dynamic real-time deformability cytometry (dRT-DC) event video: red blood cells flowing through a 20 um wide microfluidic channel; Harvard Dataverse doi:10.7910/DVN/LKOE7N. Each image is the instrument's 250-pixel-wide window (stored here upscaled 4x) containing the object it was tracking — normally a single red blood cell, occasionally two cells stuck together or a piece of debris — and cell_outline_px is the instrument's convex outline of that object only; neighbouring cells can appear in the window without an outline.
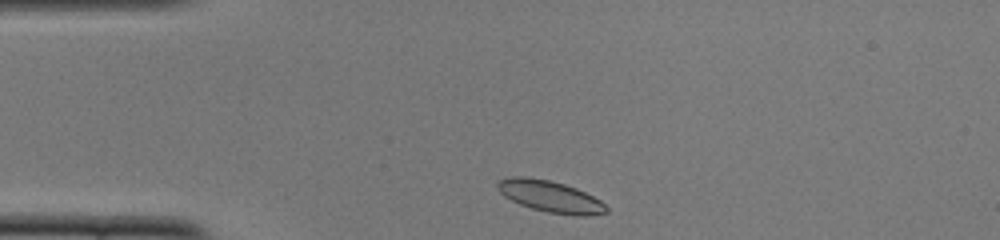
{"species": "common noctule bat (a hibernating species)", "species_latin": "Nyctalus noctula", "temperature_condition": "cold", "stored_images_in_passage": 41, "camera_frame_rate_fps": 3000, "um_per_image_px": 0.085, "animal": {"sex": "female", "body_mass_g": 22.0, "forearm_length_mm": 56.7}, "frame": {"image": 1, "passage_image": 1, "time_ms": 0.0, "image_size_px": [1000, 240], "cell_outline_px": [[608, 212], [588, 216], [576, 216], [548, 212], [532, 208], [520, 204], [504, 196], [496, 188], [496, 180], [512, 176], [528, 176], [548, 180], [564, 184], [576, 188], [600, 200], [608, 208]], "centroid_in_image_um": [46.74, 16.69], "position_along_channel_um": 38.3, "area_um2": 20.06}}
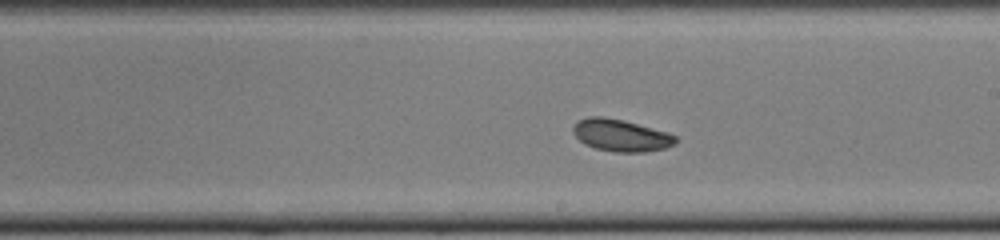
{"frame": {"image": 2, "passage_image": 19, "time_ms": 6.0, "image_size_px": [1000, 240], "cell_outline_px": [[676, 144], [664, 148], [644, 152], [616, 152], [596, 148], [584, 144], [572, 132], [572, 128], [576, 120], [588, 116], [600, 116], [624, 120], [668, 132], [676, 136]], "centroid_in_image_um": [52.75, 11.49], "position_along_channel_um": 236.2, "area_um2": 19.25}}
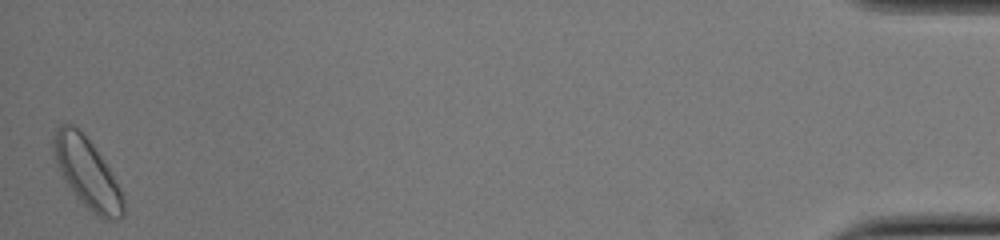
{"frame": {"image": 3, "passage_image": 41, "time_ms": 13.333, "image_size_px": [1000, 240], "cell_outline_px": [[124, 216], [120, 220], [104, 220], [96, 216], [76, 196], [68, 184], [56, 164], [52, 148], [52, 144], [56, 128], [60, 124], [72, 124], [92, 144], [108, 168], [120, 188], [124, 200]], "centroid_in_image_um": [7.42, 14.75], "position_along_channel_um": 427.8, "area_um2": 27.92}, "authors_computed_cell_mechanics": {"area_um2": 19.5942, "velocity_mm_per_s": 3.8271, "shape_relaxation_time_tau1_ms": 4.4514, "shape_relaxation_time_tau2_ms": 3.1313, "deformation_change_tau1": 0.1115, "deformation_change_tau2": 0.0701}}